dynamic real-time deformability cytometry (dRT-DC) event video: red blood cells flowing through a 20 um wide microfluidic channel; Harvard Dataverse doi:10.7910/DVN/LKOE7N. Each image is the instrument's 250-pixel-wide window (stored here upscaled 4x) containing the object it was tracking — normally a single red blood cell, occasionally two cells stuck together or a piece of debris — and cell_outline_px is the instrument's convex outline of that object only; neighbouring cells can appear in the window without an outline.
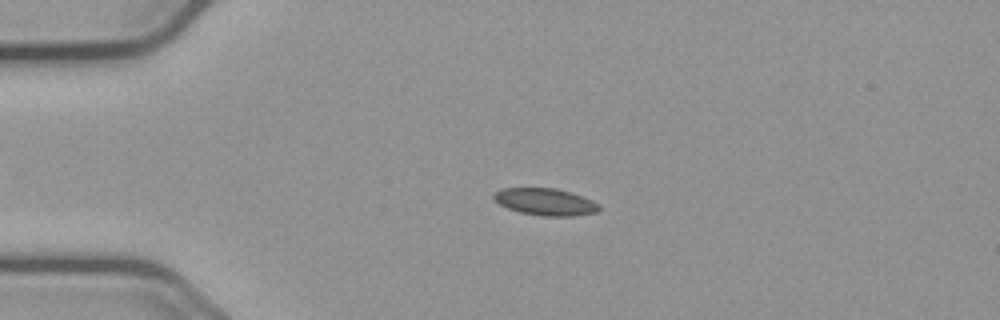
{"species": "common noctule bat (a hibernating species)", "species_latin": "Nyctalus noctula", "temperature_condition": "cold", "stored_images_in_passage": 48, "camera_frame_rate_fps": 3000, "um_per_image_px": 0.085, "animal": {"sex": "male", "body_mass_g": 23.1, "forearm_length_mm": 52.7}, "frame": {"image": 1, "passage_image": 5, "time_ms": 1.333, "image_size_px": [1000, 320], "cell_outline_px": [[600, 208], [596, 212], [572, 216], [544, 216], [520, 212], [508, 208], [492, 200], [492, 196], [500, 188], [556, 188], [572, 192], [592, 200], [600, 204]], "centroid_in_image_um": [46.35, 17.15], "position_along_channel_um": 38.7, "area_um2": 16.65}}
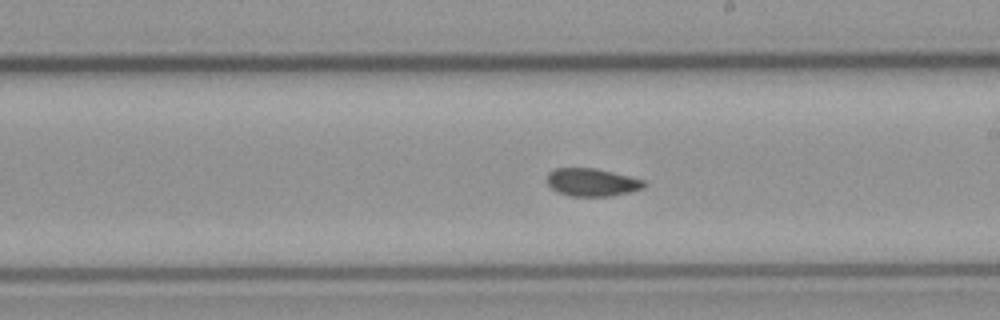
{"frame": {"image": 2, "passage_image": 24, "time_ms": 7.667, "image_size_px": [1000, 320], "cell_outline_px": [[648, 184], [644, 188], [612, 196], [568, 196], [556, 192], [548, 184], [548, 172], [556, 168], [596, 168], [644, 180]], "centroid_in_image_um": [50.32, 15.5], "position_along_channel_um": 238.7, "area_um2": 15.78}}
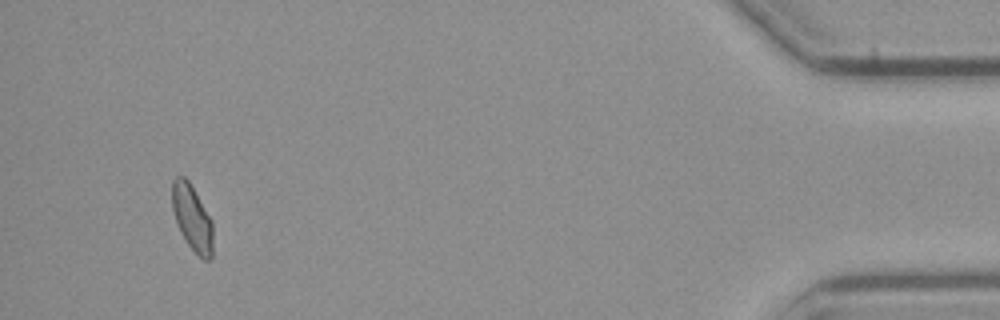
{"frame": {"image": 3, "passage_image": 45, "time_ms": 14.667, "image_size_px": [1000, 320], "cell_outline_px": [[212, 256], [208, 260], [204, 260], [188, 244], [180, 232], [172, 208], [172, 180], [176, 176], [184, 176], [188, 180], [212, 220]], "centroid_in_image_um": [16.32, 18.49], "position_along_channel_um": 418.9, "area_um2": 15.43}, "authors_computed_cell_mechanics": {"area_um2": 16.0106, "velocity_mm_per_s": 3.6796, "shape_relaxation_time_tau1_ms": null, "shape_relaxation_time_tau2_ms": 2.187, "deformation_change_tau1": null, "deformation_change_tau2": 0.0488}}